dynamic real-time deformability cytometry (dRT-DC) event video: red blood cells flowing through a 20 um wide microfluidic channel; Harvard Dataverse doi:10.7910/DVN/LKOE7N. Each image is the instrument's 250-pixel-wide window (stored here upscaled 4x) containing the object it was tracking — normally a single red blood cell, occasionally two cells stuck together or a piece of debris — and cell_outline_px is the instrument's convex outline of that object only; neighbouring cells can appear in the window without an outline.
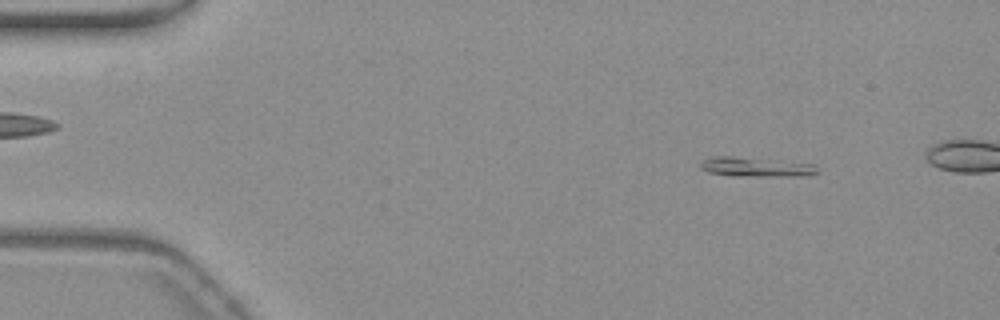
{"species": "common noctule bat (a hibernating species)", "species_latin": "Nyctalus noctula", "temperature_condition": "warm", "stored_images_in_passage": 17, "camera_frame_rate_fps": 3000, "um_per_image_px": 0.085, "animal": {"sex": "female", "body_mass_g": 19.3, "forearm_length_mm": 54.1}, "frame": {"image": 1, "passage_image": 6, "time_ms": 1.667, "image_size_px": [1000, 320], "cell_outline_px": [[820, 172], [808, 176], [732, 176], [708, 172], [700, 168], [700, 160], [712, 156], [732, 156], [816, 164]], "centroid_in_image_um": [64.26, 14.2], "position_along_channel_um": 20.7, "area_um2": 13.53}}